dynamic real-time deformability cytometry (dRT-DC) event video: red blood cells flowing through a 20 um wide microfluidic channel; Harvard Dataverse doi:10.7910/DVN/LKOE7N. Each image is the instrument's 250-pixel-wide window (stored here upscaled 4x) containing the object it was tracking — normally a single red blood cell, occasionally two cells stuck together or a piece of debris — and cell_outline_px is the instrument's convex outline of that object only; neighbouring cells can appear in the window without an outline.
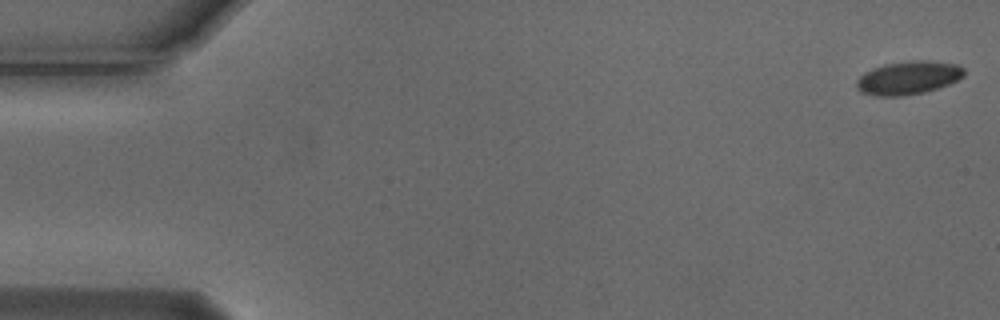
{"species": "Egyptian fruit bat (a non-hibernating species)", "species_latin": "Rousettus aegyptiacus", "temperature_condition": "cold", "stored_images_in_passage": 14, "camera_frame_rate_fps": 3000, "um_per_image_px": 0.085, "animal": {"sex": "male"}, "frame": {"image": 1, "passage_image": 1, "time_ms": 0.0, "image_size_px": [1000, 320], "cell_outline_px": [[964, 76], [948, 84], [924, 92], [900, 96], [876, 96], [860, 92], [856, 88], [856, 80], [864, 72], [884, 64], [916, 60], [924, 60], [956, 64], [964, 68]], "centroid_in_image_um": [77.17, 6.61], "position_along_channel_um": 7.8, "area_um2": 20.75}}